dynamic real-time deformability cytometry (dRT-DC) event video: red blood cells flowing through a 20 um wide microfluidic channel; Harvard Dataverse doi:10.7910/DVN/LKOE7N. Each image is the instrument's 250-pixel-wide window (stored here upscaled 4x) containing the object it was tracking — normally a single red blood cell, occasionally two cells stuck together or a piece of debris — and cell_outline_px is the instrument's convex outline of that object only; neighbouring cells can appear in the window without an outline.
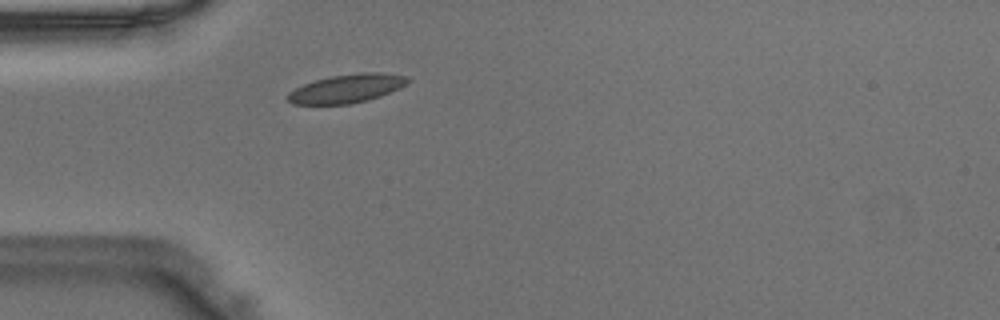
{"species": "Egyptian fruit bat (a non-hibernating species)", "species_latin": "Rousettus aegyptiacus", "temperature_condition": "warm", "stored_images_in_passage": 34, "camera_frame_rate_fps": 3000, "um_per_image_px": 0.085, "animal": {"sex": "male"}, "frame": {"image": 1, "passage_image": 1, "time_ms": 0.0, "image_size_px": [1000, 320], "cell_outline_px": [[412, 80], [400, 88], [380, 96], [368, 100], [348, 104], [292, 104], [284, 96], [288, 92], [304, 84], [316, 80], [332, 76], [360, 72], [380, 72], [408, 76]], "centroid_in_image_um": [29.49, 7.52], "position_along_channel_um": 55.5, "area_um2": 20.06}}
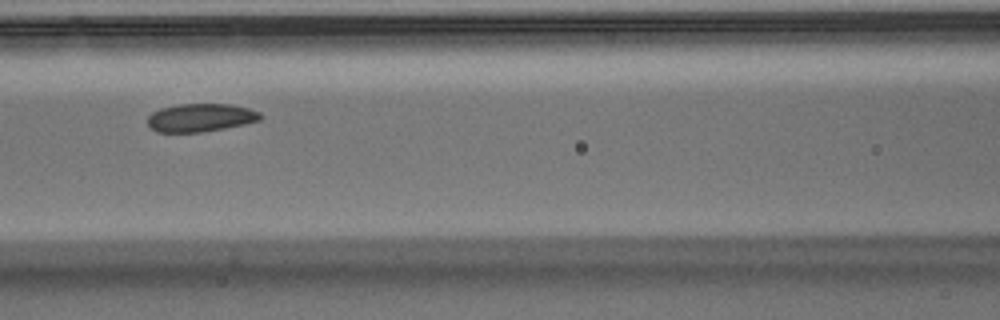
{"frame": {"image": 2, "passage_image": 8, "time_ms": 2.333, "image_size_px": [1000, 320], "cell_outline_px": [[264, 116], [260, 120], [244, 124], [224, 128], [200, 132], [156, 132], [148, 124], [148, 116], [152, 112], [160, 108], [180, 104], [228, 104], [248, 108], [260, 112]], "centroid_in_image_um": [17.05, 9.99], "position_along_channel_um": 149.5, "area_um2": 18.44}}
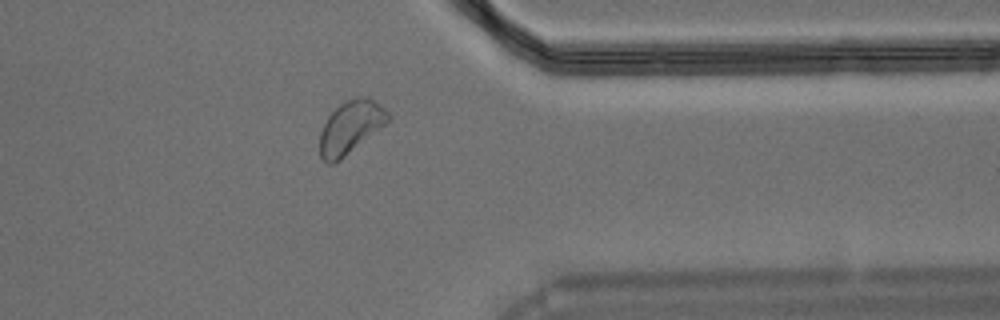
{"frame": {"image": 3, "passage_image": 25, "time_ms": 8.0, "image_size_px": [1000, 320], "cell_outline_px": [[392, 120], [340, 160], [332, 164], [328, 164], [320, 156], [320, 132], [328, 116], [340, 104], [356, 96], [368, 96], [384, 108], [392, 116]], "centroid_in_image_um": [29.83, 10.8], "position_along_channel_um": 381.6, "area_um2": 21.1}}